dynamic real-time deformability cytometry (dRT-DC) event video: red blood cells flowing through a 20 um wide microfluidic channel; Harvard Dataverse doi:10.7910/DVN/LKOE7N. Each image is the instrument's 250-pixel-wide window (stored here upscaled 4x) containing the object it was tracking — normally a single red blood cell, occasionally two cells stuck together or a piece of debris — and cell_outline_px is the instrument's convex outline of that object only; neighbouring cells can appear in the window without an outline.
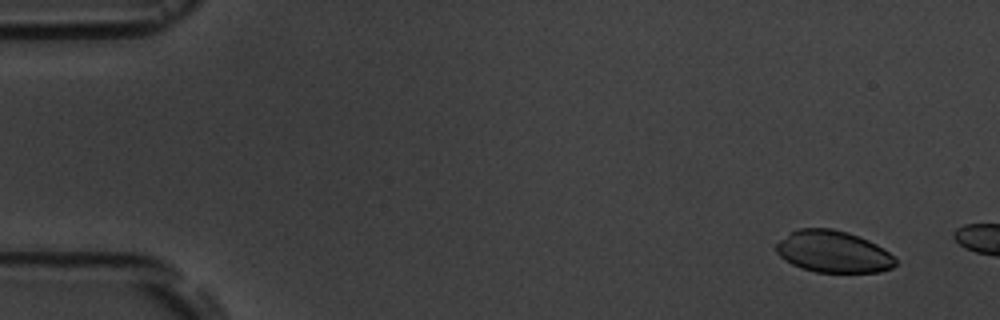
{"species": "common noctule bat (a hibernating species)", "species_latin": "Nyctalus noctula", "temperature_condition": "room temperature", "stored_images_in_passage": 3, "camera_frame_rate_fps": 3000, "um_per_image_px": 0.085, "animal": {"sex": "male", "body_mass_g": 19.5, "forearm_length_mm": 54.6}, "frame": {"image": 1, "passage_image": 1, "time_ms": 0.0, "image_size_px": [1000, 320], "cell_outline_px": [[896, 264], [892, 268], [880, 272], [816, 272], [792, 264], [784, 260], [776, 252], [776, 244], [780, 240], [796, 228], [832, 228], [848, 232], [868, 240], [876, 244], [888, 252], [896, 260]], "centroid_in_image_um": [70.81, 21.39], "position_along_channel_um": 14.2, "area_um2": 28.96}}